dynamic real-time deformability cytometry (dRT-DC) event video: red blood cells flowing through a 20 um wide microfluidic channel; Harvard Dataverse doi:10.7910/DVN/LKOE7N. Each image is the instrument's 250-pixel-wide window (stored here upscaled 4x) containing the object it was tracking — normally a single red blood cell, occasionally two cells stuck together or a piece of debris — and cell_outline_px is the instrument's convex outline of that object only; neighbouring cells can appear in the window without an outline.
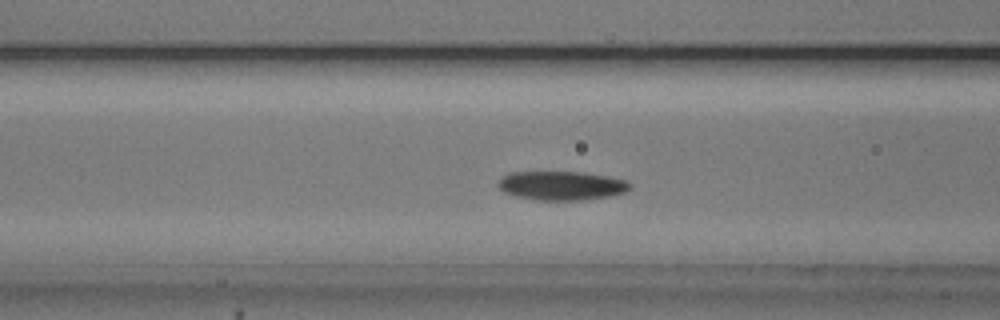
{"species": "common noctule bat (a hibernating species)", "species_latin": "Nyctalus noctula", "temperature_condition": "cold", "stored_images_in_passage": 50, "camera_frame_rate_fps": 3000, "um_per_image_px": 0.085, "animal": {"sex": "male", "body_mass_g": 20.5, "forearm_length_mm": 52.5}, "frame": {"image": 1, "passage_image": 17, "time_ms": 5.333, "image_size_px": [1000, 320], "cell_outline_px": [[632, 184], [624, 192], [608, 196], [580, 200], [536, 200], [516, 196], [504, 192], [496, 184], [500, 176], [512, 172], [584, 172], [608, 176], [628, 180]], "centroid_in_image_um": [47.7, 15.76], "position_along_channel_um": 118.9, "area_um2": 22.31}}
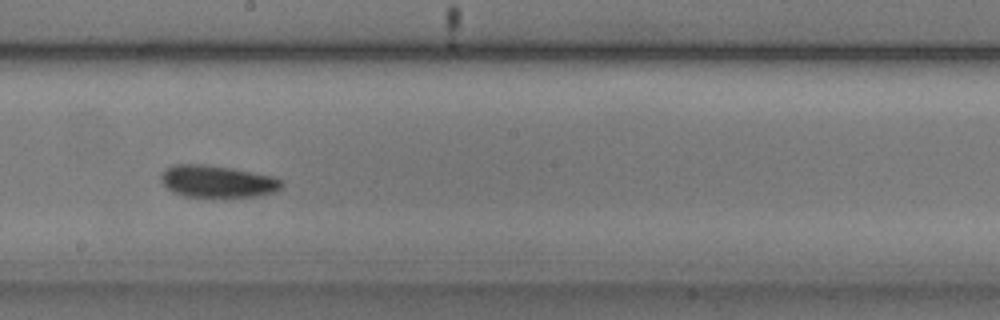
{"frame": {"image": 2, "passage_image": 26, "time_ms": 8.333, "image_size_px": [1000, 320], "cell_outline_px": [[284, 184], [276, 192], [256, 196], [224, 200], [184, 196], [172, 192], [160, 180], [160, 176], [164, 168], [172, 164], [204, 164], [228, 168], [272, 176], [280, 180]], "centroid_in_image_um": [18.44, 15.47], "position_along_channel_um": 229.8, "area_um2": 23.35}}
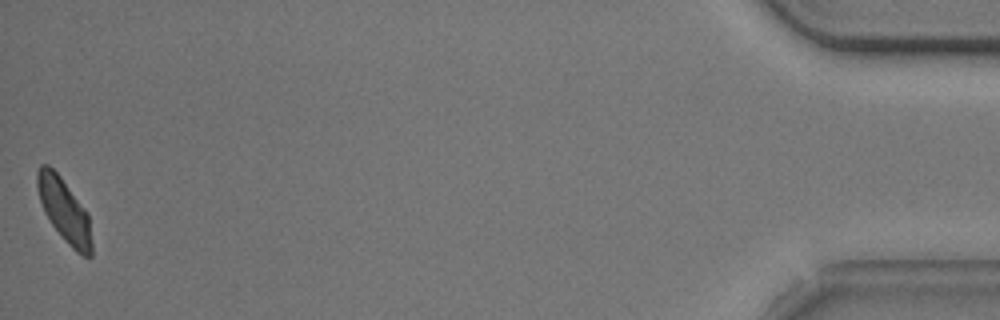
{"frame": {"image": 3, "passage_image": 50, "time_ms": 16.333, "image_size_px": [1000, 320], "cell_outline_px": [[92, 256], [84, 256], [76, 252], [68, 244], [52, 224], [44, 212], [40, 200], [36, 184], [36, 172], [40, 164], [48, 164], [60, 176], [88, 212], [92, 244]], "centroid_in_image_um": [5.46, 17.86], "position_along_channel_um": 429.7, "area_um2": 20.06}, "authors_computed_cell_mechanics": {"area_um2": 21.6461, "velocity_mm_per_s": 3.6897, "shape_relaxation_time_tau1_ms": 2.375, "shape_relaxation_time_tau2_ms": null, "deformation_change_tau1": 0.0742, "deformation_change_tau2": null}}